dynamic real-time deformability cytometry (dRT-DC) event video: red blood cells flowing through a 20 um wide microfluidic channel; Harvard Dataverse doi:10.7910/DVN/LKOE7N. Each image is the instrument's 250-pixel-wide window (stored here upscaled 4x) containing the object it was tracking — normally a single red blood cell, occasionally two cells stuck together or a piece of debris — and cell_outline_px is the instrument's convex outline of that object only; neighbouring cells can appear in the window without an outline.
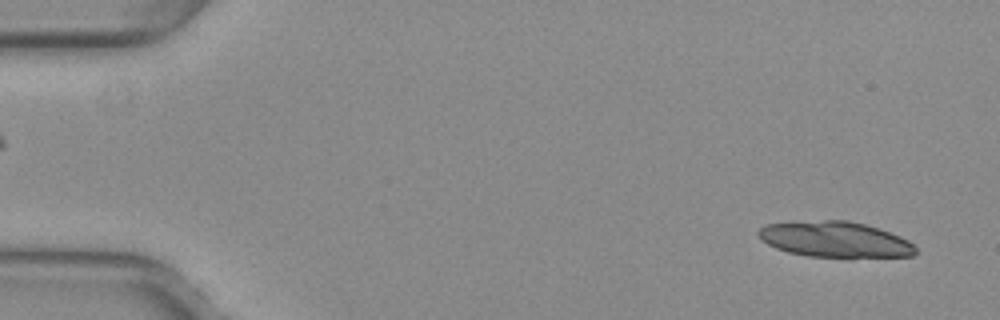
{"species": "common noctule bat (a hibernating species)", "species_latin": "Nyctalus noctula", "temperature_condition": "warm", "stored_images_in_passage": 52, "segment_of_instrument_passage": [1, 2], "camera_frame_rate_fps": 3000, "um_per_image_px": 0.085, "animal": {"sex": "female", "body_mass_g": 29.2, "forearm_length_mm": 56.3}, "frame": {"image": 1, "passage_image": 2, "time_ms": 0.333, "image_size_px": [1000, 320], "cell_outline_px": [[916, 252], [912, 256], [848, 260], [808, 256], [788, 252], [776, 248], [768, 244], [756, 232], [764, 224], [792, 220], [848, 220], [880, 228], [900, 236], [908, 240], [916, 248]], "centroid_in_image_um": [71.0, 20.38], "position_along_channel_um": 14.0, "area_um2": 34.16}}